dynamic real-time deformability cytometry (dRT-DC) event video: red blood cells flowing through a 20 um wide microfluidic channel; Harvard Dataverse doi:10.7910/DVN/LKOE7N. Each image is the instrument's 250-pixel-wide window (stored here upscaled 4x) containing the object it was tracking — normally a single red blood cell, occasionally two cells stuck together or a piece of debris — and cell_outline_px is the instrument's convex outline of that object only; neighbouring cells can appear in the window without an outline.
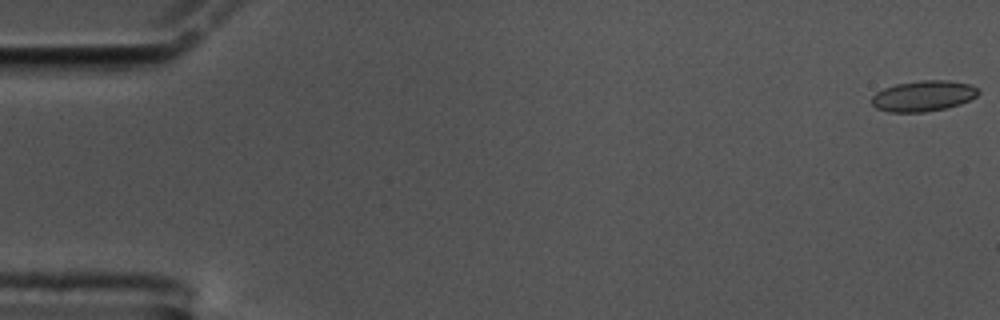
{"species": "common noctule bat (a hibernating species)", "species_latin": "Nyctalus noctula", "temperature_condition": "cold", "stored_images_in_passage": 59, "camera_frame_rate_fps": 3000, "um_per_image_px": 0.085, "animal": {"sex": "male", "body_mass_g": 17.5, "forearm_length_mm": 52.3}, "frame": {"image": 1, "passage_image": 1, "time_ms": 0.0, "image_size_px": [1000, 320], "cell_outline_px": [[980, 92], [976, 96], [960, 104], [944, 108], [924, 112], [888, 112], [876, 108], [872, 104], [872, 96], [876, 92], [884, 88], [896, 84], [920, 80], [948, 80], [972, 84], [980, 88]], "centroid_in_image_um": [78.5, 8.14], "position_along_channel_um": 6.5, "area_um2": 19.19}}
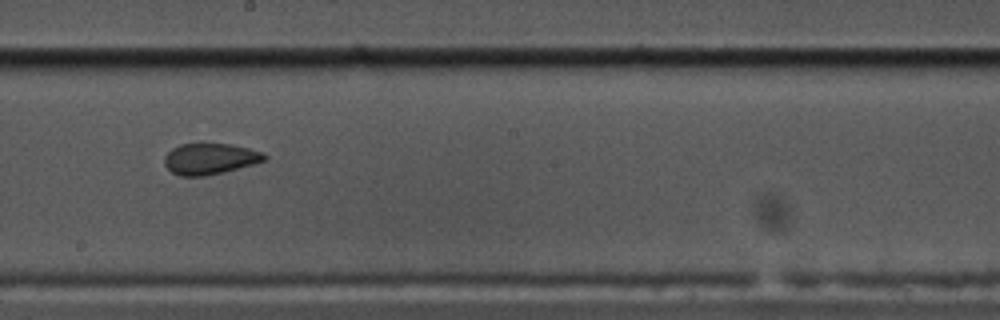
{"frame": {"image": 2, "passage_image": 33, "time_ms": 10.667, "image_size_px": [1000, 320], "cell_outline_px": [[268, 160], [256, 164], [224, 172], [204, 176], [180, 176], [172, 172], [164, 164], [164, 156], [172, 148], [180, 144], [204, 140], [232, 144], [264, 152], [268, 156]], "centroid_in_image_um": [17.88, 13.45], "position_along_channel_um": 230.3, "area_um2": 19.07}}
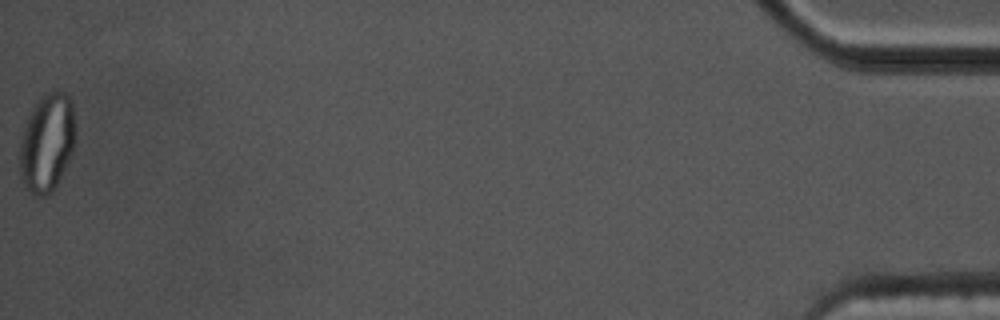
{"frame": {"image": 3, "passage_image": 59, "time_ms": 19.333, "image_size_px": [1000, 320], "cell_outline_px": [[76, 136], [72, 152], [52, 192], [44, 196], [36, 196], [24, 184], [20, 176], [20, 140], [28, 112], [40, 96], [44, 92], [56, 88], [64, 92], [72, 100], [76, 132]], "centroid_in_image_um": [4.0, 12.03], "position_along_channel_um": 431.2, "area_um2": 32.31}, "authors_computed_cell_mechanics": {"area_um2": 18.5538, "velocity_mm_per_s": 3.452, "shape_relaxation_time_tau1_ms": null, "shape_relaxation_time_tau2_ms": 1.1843, "deformation_change_tau1": null, "deformation_change_tau2": 0.0611}}